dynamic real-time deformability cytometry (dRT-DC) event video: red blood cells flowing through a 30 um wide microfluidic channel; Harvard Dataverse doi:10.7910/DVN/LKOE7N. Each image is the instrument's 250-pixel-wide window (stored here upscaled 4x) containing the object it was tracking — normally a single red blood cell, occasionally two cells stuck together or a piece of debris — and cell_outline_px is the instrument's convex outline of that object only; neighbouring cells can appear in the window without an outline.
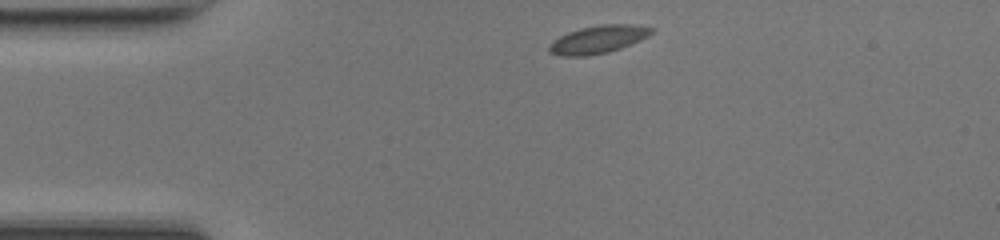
{"species": "common noctule bat (a hibernating species)", "species_latin": "Nyctalus noctula", "temperature_condition": "room temperature", "stored_images_in_passage": 40, "camera_frame_rate_fps": 3000, "um_per_image_px": 0.085, "animal": {"sex": "female", "body_mass_g": 17.0, "forearm_length_mm": 48.0}, "frame": {"image": 1, "passage_image": 1, "time_ms": 0.0, "image_size_px": [1000, 240], "cell_outline_px": [[656, 28], [648, 36], [640, 40], [620, 48], [608, 52], [588, 56], [560, 56], [548, 52], [548, 44], [552, 40], [568, 32], [580, 28], [600, 24], [636, 24]], "centroid_in_image_um": [50.82, 3.35], "position_along_channel_um": 34.2, "area_um2": 16.82}}
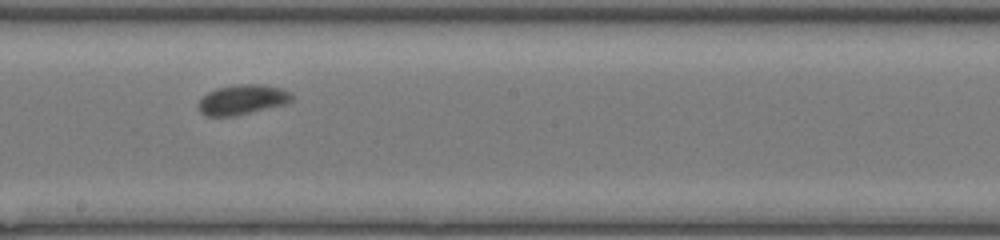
{"frame": {"image": 2, "passage_image": 18, "time_ms": 5.667, "image_size_px": [1000, 240], "cell_outline_px": [[292, 100], [284, 104], [232, 116], [204, 116], [196, 108], [196, 104], [208, 92], [216, 88], [240, 84], [260, 84], [280, 88], [292, 92]], "centroid_in_image_um": [20.55, 8.47], "position_along_channel_um": 227.7, "area_um2": 16.18}}
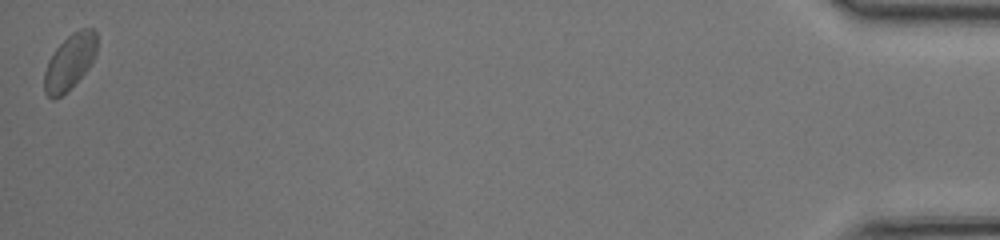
{"frame": {"image": 3, "passage_image": 40, "time_ms": 13.0, "image_size_px": [1000, 240], "cell_outline_px": [[96, 52], [88, 68], [60, 96], [52, 100], [44, 92], [44, 72], [48, 60], [56, 48], [72, 32], [80, 28], [92, 28], [96, 32]], "centroid_in_image_um": [5.9, 5.23], "position_along_channel_um": 429.3, "area_um2": 16.59}, "authors_computed_cell_mechanics": {"area_um2": 16.184, "velocity_mm_per_s": 4.1575, "shape_relaxation_time_tau1_ms": 2.7574, "shape_relaxation_time_tau2_ms": null, "deformation_change_tau1": 0.0544, "deformation_change_tau2": null}}